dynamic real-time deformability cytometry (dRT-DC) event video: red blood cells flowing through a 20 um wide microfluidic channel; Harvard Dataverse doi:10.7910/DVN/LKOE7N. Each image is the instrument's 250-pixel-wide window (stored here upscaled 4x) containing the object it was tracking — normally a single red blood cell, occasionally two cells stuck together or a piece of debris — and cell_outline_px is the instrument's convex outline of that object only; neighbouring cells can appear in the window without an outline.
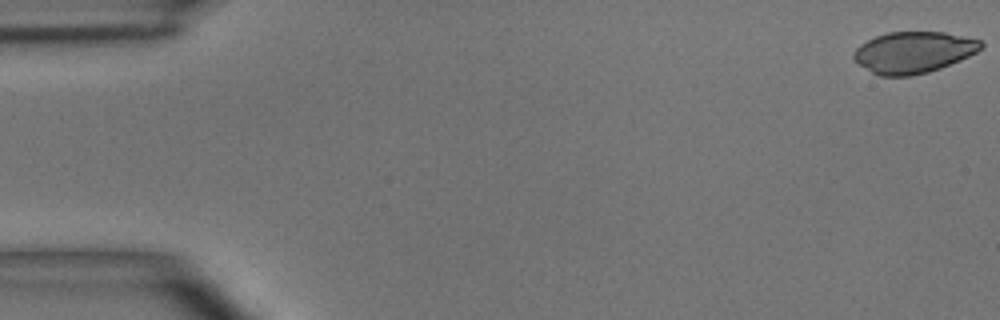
{"species": "common noctule bat (a hibernating species)", "species_latin": "Nyctalus noctula", "temperature_condition": "room temperature", "stored_images_in_passage": 5, "camera_frame_rate_fps": 3000, "um_per_image_px": 0.085, "animal": {"sex": "male", "body_mass_g": 15.6}, "frame": {"image": 1, "passage_image": 1, "time_ms": 0.0, "image_size_px": [1000, 320], "cell_outline_px": [[984, 44], [976, 52], [960, 60], [940, 68], [928, 72], [912, 76], [880, 76], [872, 72], [852, 60], [852, 52], [860, 44], [876, 36], [888, 32], [944, 32], [980, 40]], "centroid_in_image_um": [77.6, 4.45], "position_along_channel_um": 7.4, "area_um2": 30.63}}